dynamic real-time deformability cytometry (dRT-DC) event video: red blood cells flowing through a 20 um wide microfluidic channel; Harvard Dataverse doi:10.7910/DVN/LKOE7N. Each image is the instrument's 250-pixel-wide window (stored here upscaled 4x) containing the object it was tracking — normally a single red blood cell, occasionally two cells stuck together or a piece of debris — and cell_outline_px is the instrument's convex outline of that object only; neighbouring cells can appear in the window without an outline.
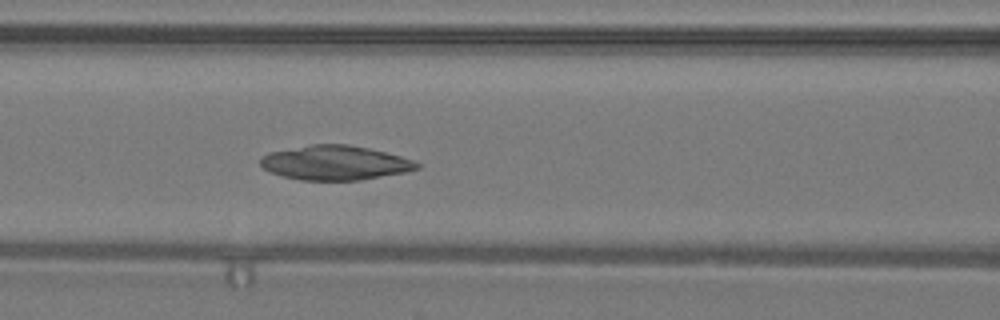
{"species": "common noctule bat (a hibernating species)", "species_latin": "Nyctalus noctula", "temperature_condition": "warm", "stored_images_in_passage": 45, "camera_frame_rate_fps": 3000, "um_per_image_px": 0.085, "animal": {"sex": "male", "body_mass_g": 19.2, "forearm_length_mm": 51.8}, "frame": {"image": 1, "passage_image": 20, "time_ms": 6.333, "image_size_px": [1000, 320], "cell_outline_px": [[420, 168], [404, 172], [360, 180], [300, 180], [280, 176], [268, 172], [260, 164], [260, 156], [268, 152], [312, 144], [348, 144], [368, 148], [400, 156], [412, 160], [420, 164]], "centroid_in_image_um": [28.42, 13.84], "position_along_channel_um": 138.2, "area_um2": 31.44}}
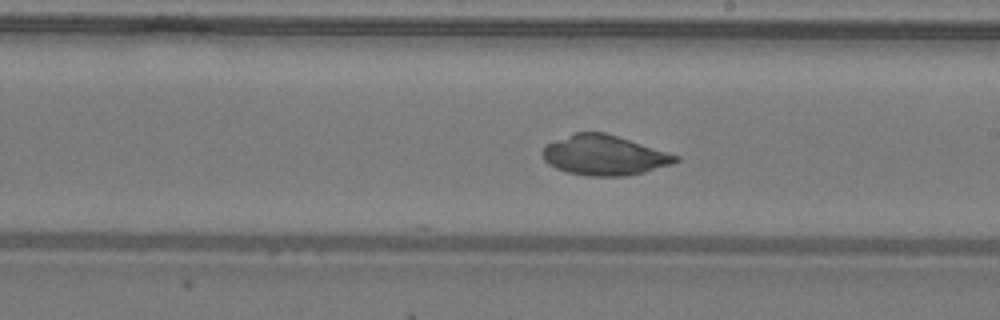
{"frame": {"image": 2, "passage_image": 27, "time_ms": 8.667, "image_size_px": [1000, 320], "cell_outline_px": [[680, 160], [672, 164], [644, 172], [624, 176], [588, 176], [568, 172], [556, 168], [548, 164], [544, 160], [544, 148], [548, 144], [556, 140], [576, 132], [604, 132], [680, 156]], "centroid_in_image_um": [51.38, 13.2], "position_along_channel_um": 237.6, "area_um2": 30.58}}
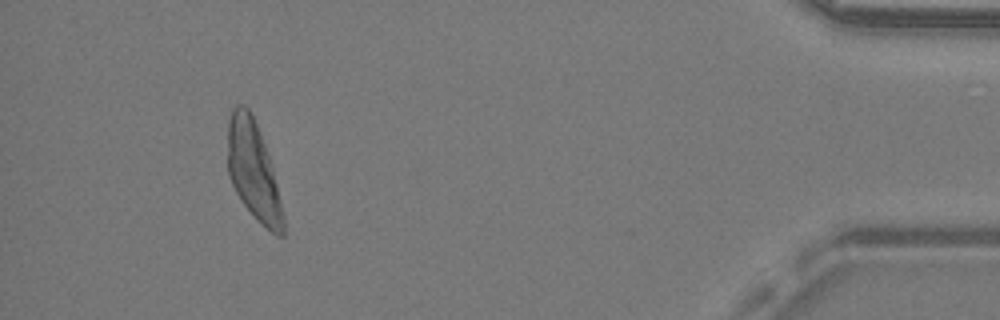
{"frame": {"image": 3, "passage_image": 44, "time_ms": 14.333, "image_size_px": [1000, 320], "cell_outline_px": [[284, 236], [276, 236], [240, 200], [228, 176], [228, 120], [232, 108], [236, 104], [244, 104], [248, 108], [260, 132], [272, 168], [284, 216]], "centroid_in_image_um": [21.51, 14.46], "position_along_channel_um": 413.7, "area_um2": 31.15}}